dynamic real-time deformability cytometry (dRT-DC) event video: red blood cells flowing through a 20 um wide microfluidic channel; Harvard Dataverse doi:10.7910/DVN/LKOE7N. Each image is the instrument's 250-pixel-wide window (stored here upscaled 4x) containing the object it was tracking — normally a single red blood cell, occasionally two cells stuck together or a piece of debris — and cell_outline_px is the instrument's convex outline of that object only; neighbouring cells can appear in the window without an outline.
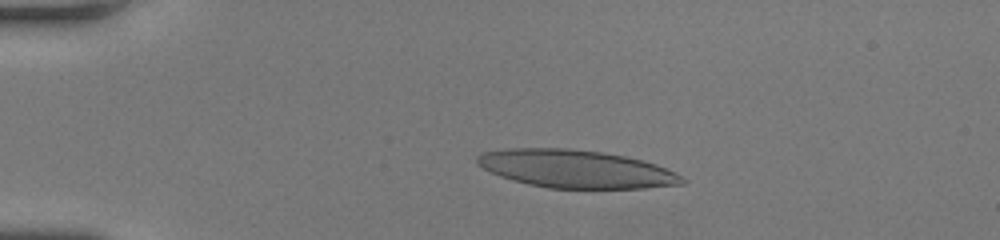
{"species": "human", "species_latin": "Homo sapiens", "temperature_condition": "room temperature", "stored_images_in_passage": 43, "camera_frame_rate_fps": 3000, "um_per_image_px": 0.085, "donor": {"sex": "female"}, "frame": {"image": 1, "passage_image": 3, "time_ms": 0.667, "image_size_px": [1000, 240], "cell_outline_px": [[688, 180], [684, 184], [644, 188], [548, 188], [528, 184], [512, 180], [500, 176], [476, 164], [476, 156], [480, 152], [504, 148], [568, 148], [600, 152], [624, 156], [656, 164], [676, 172]], "centroid_in_image_um": [48.93, 14.35], "position_along_channel_um": 36.1, "area_um2": 45.43}}
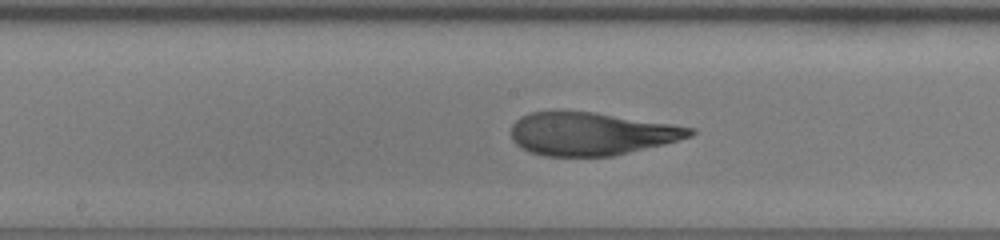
{"frame": {"image": 2, "passage_image": 20, "time_ms": 6.333, "image_size_px": [1000, 240], "cell_outline_px": [[696, 132], [692, 136], [664, 144], [612, 156], [544, 156], [528, 152], [520, 148], [512, 140], [512, 124], [520, 116], [532, 112], [592, 112], [672, 124], [696, 128]], "centroid_in_image_um": [50.24, 11.38], "position_along_channel_um": 198.0, "area_um2": 44.56}}
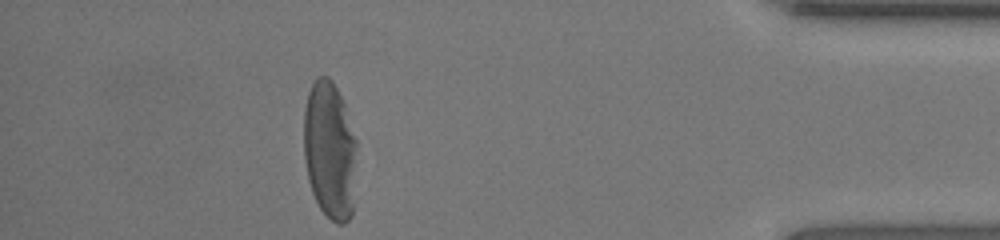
{"frame": {"image": 3, "passage_image": 38, "time_ms": 12.333, "image_size_px": [1000, 240], "cell_outline_px": [[356, 204], [352, 216], [344, 224], [336, 224], [320, 208], [312, 192], [308, 180], [304, 160], [304, 108], [308, 92], [316, 76], [328, 76], [332, 80], [344, 104], [356, 140]], "centroid_in_image_um": [28.05, 12.83], "position_along_channel_um": 407.2, "area_um2": 43.41}, "authors_computed_cell_mechanics": {"area_um2": 45.6042, "velocity_mm_per_s": 4.2184, "shape_relaxation_time_tau1_ms": 7.2555, "shape_relaxation_time_tau2_ms": 1.2123, "deformation_change_tau1": 0.2911, "deformation_change_tau2": 0.0948}}